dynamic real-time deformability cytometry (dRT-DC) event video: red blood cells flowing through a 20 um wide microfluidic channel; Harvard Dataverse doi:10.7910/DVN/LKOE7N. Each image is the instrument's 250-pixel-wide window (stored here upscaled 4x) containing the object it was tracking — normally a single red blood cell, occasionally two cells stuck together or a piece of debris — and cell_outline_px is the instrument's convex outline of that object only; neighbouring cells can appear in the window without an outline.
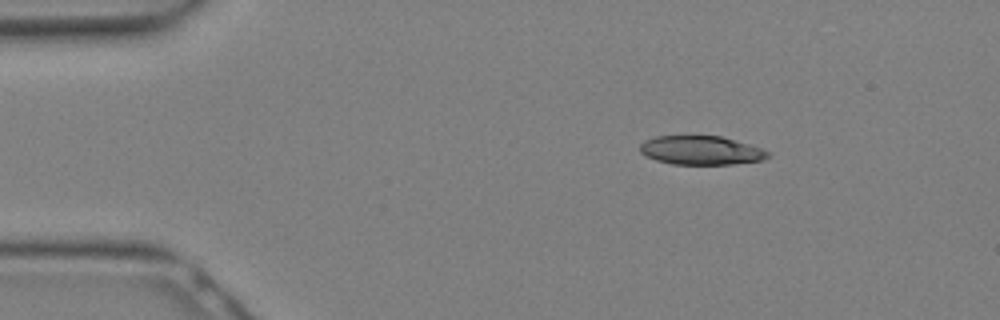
{"species": "Egyptian fruit bat (a non-hibernating species)", "species_latin": "Rousettus aegyptiacus", "temperature_condition": "warm", "stored_images_in_passage": 9, "camera_frame_rate_fps": 3000, "um_per_image_px": 0.085, "animal": {"sex": "female"}, "frame": {"image": 1, "passage_image": 1, "time_ms": 0.0, "image_size_px": [1000, 320], "cell_outline_px": [[772, 152], [764, 160], [732, 164], [672, 164], [656, 160], [640, 152], [640, 144], [644, 140], [656, 136], [688, 132], [720, 136], [748, 144]], "centroid_in_image_um": [59.54, 12.72], "position_along_channel_um": 25.5, "area_um2": 22.31}}
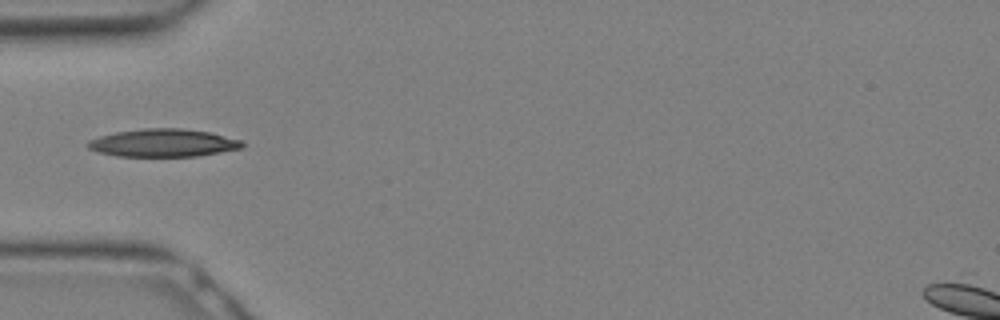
{"frame": {"image": 2, "passage_image": 6, "time_ms": 1.667, "image_size_px": [1000, 320], "cell_outline_px": [[244, 148], [196, 156], [116, 156], [100, 152], [88, 148], [84, 144], [88, 140], [100, 136], [116, 132], [144, 128], [180, 128], [208, 132], [244, 140]], "centroid_in_image_um": [13.88, 12.14], "position_along_channel_um": 71.1, "area_um2": 25.09}}
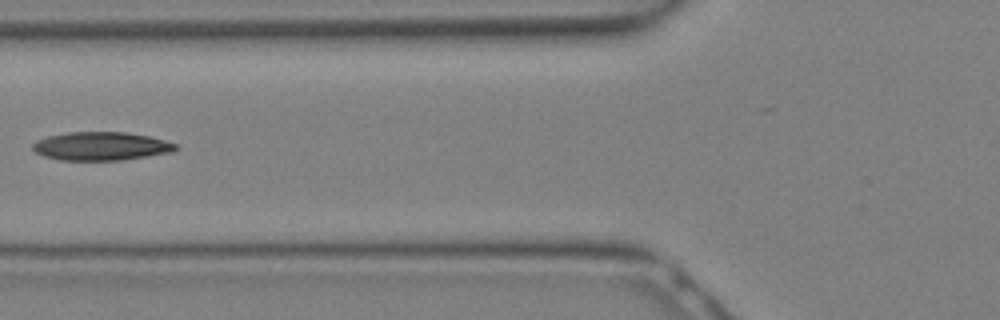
{"frame": {"image": 3, "passage_image": 8, "time_ms": 2.333, "image_size_px": [1000, 320], "cell_outline_px": [[180, 148], [172, 152], [124, 160], [60, 160], [44, 156], [36, 152], [32, 148], [32, 144], [36, 140], [48, 136], [68, 132], [128, 132], [148, 136], [164, 140], [176, 144]], "centroid_in_image_um": [8.6, 12.42], "position_along_channel_um": 117.2, "area_um2": 23.76}}